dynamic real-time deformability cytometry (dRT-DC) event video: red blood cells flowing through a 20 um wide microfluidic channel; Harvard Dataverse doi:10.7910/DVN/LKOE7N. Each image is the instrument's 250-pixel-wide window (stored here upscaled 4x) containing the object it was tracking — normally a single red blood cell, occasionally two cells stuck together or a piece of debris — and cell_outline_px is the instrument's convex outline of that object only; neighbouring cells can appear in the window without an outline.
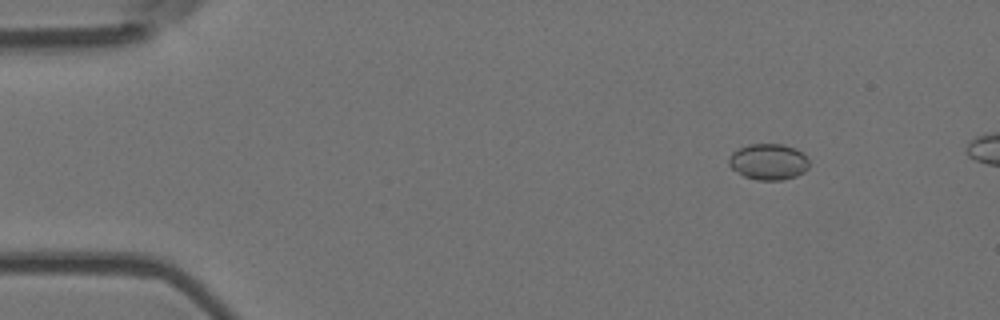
{"species": "Egyptian fruit bat (a non-hibernating species)", "species_latin": "Rousettus aegyptiacus", "temperature_condition": "room temperature", "stored_images_in_passage": 6, "camera_frame_rate_fps": 3000, "um_per_image_px": 0.085, "animal": {"sex": "female"}, "frame": {"image": 1, "passage_image": 1, "time_ms": 0.0, "image_size_px": [1000, 320], "cell_outline_px": [[808, 168], [804, 172], [796, 176], [780, 180], [756, 180], [744, 176], [732, 168], [728, 164], [728, 160], [732, 152], [748, 144], [784, 144], [796, 148], [808, 160]], "centroid_in_image_um": [65.31, 13.75], "position_along_channel_um": 19.7, "area_um2": 16.82}}
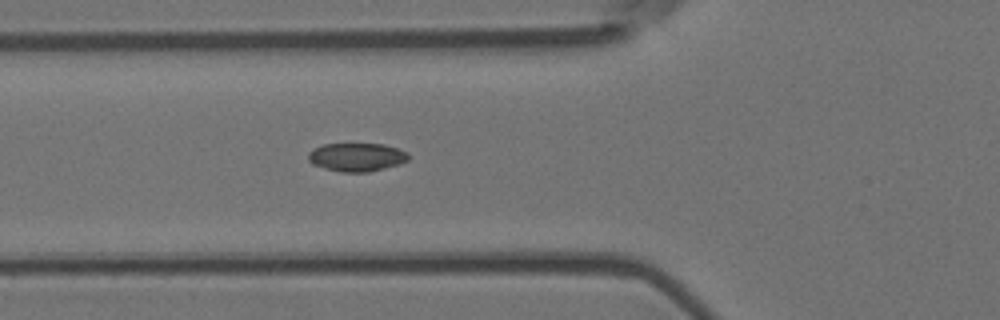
{"frame": {"image": 2, "passage_image": 5, "time_ms": 1.333, "image_size_px": [1000, 320], "cell_outline_px": [[408, 160], [400, 164], [368, 172], [340, 172], [324, 168], [312, 164], [308, 160], [308, 152], [312, 148], [324, 144], [384, 144], [408, 152]], "centroid_in_image_um": [30.29, 13.35], "position_along_channel_um": 95.5, "area_um2": 16.65}}